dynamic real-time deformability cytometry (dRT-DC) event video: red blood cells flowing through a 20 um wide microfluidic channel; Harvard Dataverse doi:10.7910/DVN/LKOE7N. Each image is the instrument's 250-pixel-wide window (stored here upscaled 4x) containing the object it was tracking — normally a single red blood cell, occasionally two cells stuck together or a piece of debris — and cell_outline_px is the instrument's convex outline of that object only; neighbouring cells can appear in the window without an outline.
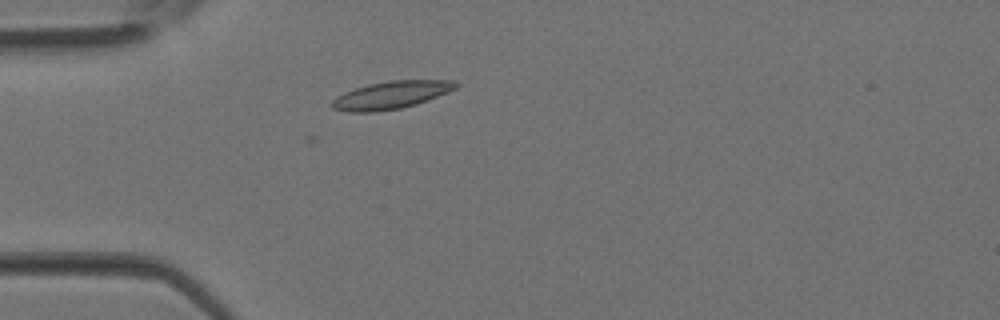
{"species": "Egyptian fruit bat (a non-hibernating species)", "species_latin": "Rousettus aegyptiacus", "temperature_condition": "room temperature", "stored_images_in_passage": 1, "camera_frame_rate_fps": 3000, "um_per_image_px": 0.085, "animal": {"sex": "female"}, "frame": {"image": 1, "passage_image": 1, "time_ms": 0.0, "image_size_px": [1000, 320], "cell_outline_px": [[460, 84], [456, 88], [448, 92], [416, 104], [400, 108], [376, 112], [348, 112], [332, 108], [332, 100], [336, 96], [344, 92], [368, 84], [388, 80], [452, 80]], "centroid_in_image_um": [33.23, 8.07], "position_along_channel_um": 51.8, "area_um2": 19.94}}